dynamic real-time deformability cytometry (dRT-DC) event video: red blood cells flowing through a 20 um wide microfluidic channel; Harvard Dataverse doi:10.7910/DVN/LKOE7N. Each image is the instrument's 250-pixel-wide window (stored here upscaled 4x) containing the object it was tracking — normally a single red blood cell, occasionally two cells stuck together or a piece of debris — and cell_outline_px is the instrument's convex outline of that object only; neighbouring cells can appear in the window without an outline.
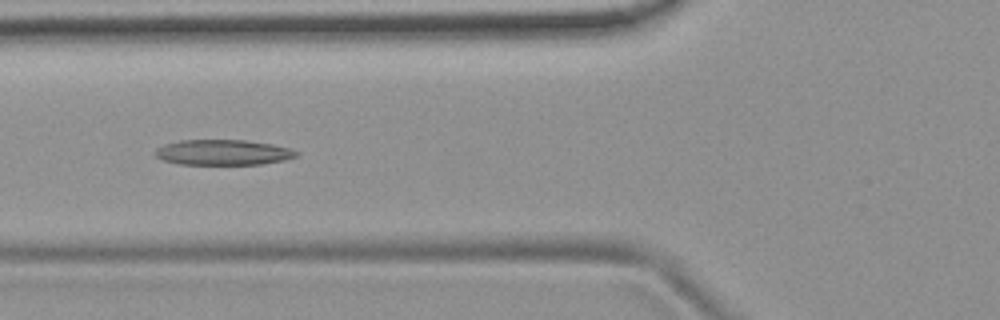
{"species": "common noctule bat (a hibernating species)", "species_latin": "Nyctalus noctula", "temperature_condition": "room temperature", "stored_images_in_passage": 11, "camera_frame_rate_fps": 3000, "um_per_image_px": 0.085, "animal": {"sex": "female", "body_mass_g": 19.9}, "frame": {"image": 1, "passage_image": 2, "time_ms": 0.333, "image_size_px": [1000, 320], "cell_outline_px": [[300, 152], [296, 156], [284, 160], [260, 164], [180, 164], [164, 160], [156, 156], [152, 152], [156, 148], [164, 144], [180, 140], [244, 140], [272, 144], [292, 148]], "centroid_in_image_um": [18.95, 12.94], "position_along_channel_um": 106.8, "area_um2": 20.92}}
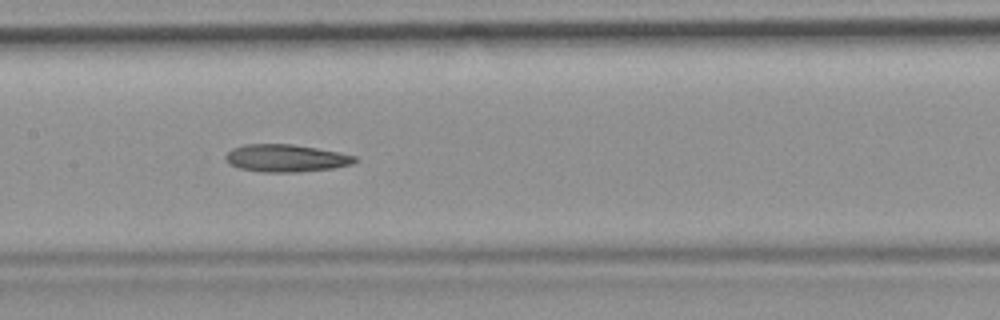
{"frame": {"image": 2, "passage_image": 4, "time_ms": 1.0, "image_size_px": [1000, 320], "cell_outline_px": [[360, 160], [352, 164], [332, 168], [300, 172], [264, 172], [240, 168], [228, 164], [224, 160], [224, 156], [232, 148], [244, 144], [292, 144], [340, 152], [356, 156]], "centroid_in_image_um": [24.3, 13.44], "position_along_channel_um": 183.1, "area_um2": 20.87}}
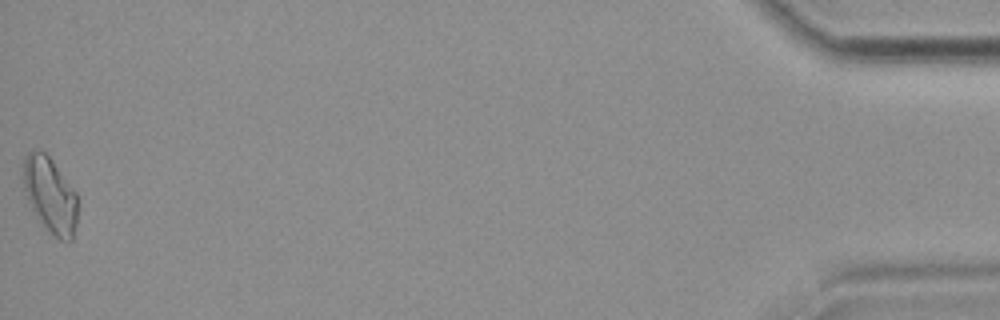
{"frame": {"image": 3, "passage_image": 11, "time_ms": 3.333, "image_size_px": [1000, 320], "cell_outline_px": [[76, 224], [72, 240], [68, 244], [60, 240], [40, 224], [28, 200], [24, 188], [24, 160], [28, 152], [32, 148], [44, 152], [52, 160], [76, 192]], "centroid_in_image_um": [4.26, 16.61], "position_along_channel_um": 430.9, "area_um2": 23.81}}